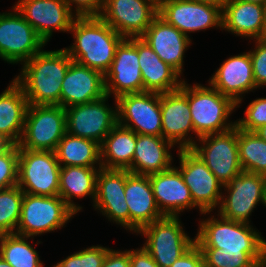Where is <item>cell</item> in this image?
Returning a JSON list of instances; mask_svg holds the SVG:
<instances>
[{
	"instance_id": "3",
	"label": "cell",
	"mask_w": 266,
	"mask_h": 267,
	"mask_svg": "<svg viewBox=\"0 0 266 267\" xmlns=\"http://www.w3.org/2000/svg\"><path fill=\"white\" fill-rule=\"evenodd\" d=\"M188 84V103L197 140L200 137L227 131L236 126L230 122V115L236 110V103L228 96L202 84Z\"/></svg>"
},
{
	"instance_id": "16",
	"label": "cell",
	"mask_w": 266,
	"mask_h": 267,
	"mask_svg": "<svg viewBox=\"0 0 266 267\" xmlns=\"http://www.w3.org/2000/svg\"><path fill=\"white\" fill-rule=\"evenodd\" d=\"M158 15L155 0H104L100 17L124 38L141 37Z\"/></svg>"
},
{
	"instance_id": "2",
	"label": "cell",
	"mask_w": 266,
	"mask_h": 267,
	"mask_svg": "<svg viewBox=\"0 0 266 267\" xmlns=\"http://www.w3.org/2000/svg\"><path fill=\"white\" fill-rule=\"evenodd\" d=\"M72 59L64 49L42 50L24 62L14 80L29 105H60L62 82Z\"/></svg>"
},
{
	"instance_id": "4",
	"label": "cell",
	"mask_w": 266,
	"mask_h": 267,
	"mask_svg": "<svg viewBox=\"0 0 266 267\" xmlns=\"http://www.w3.org/2000/svg\"><path fill=\"white\" fill-rule=\"evenodd\" d=\"M219 216V217H218ZM200 220L194 237L199 248L223 251H266V240L252 225L227 220L217 214ZM219 218V219H218Z\"/></svg>"
},
{
	"instance_id": "28",
	"label": "cell",
	"mask_w": 266,
	"mask_h": 267,
	"mask_svg": "<svg viewBox=\"0 0 266 267\" xmlns=\"http://www.w3.org/2000/svg\"><path fill=\"white\" fill-rule=\"evenodd\" d=\"M28 105L22 87L13 79L0 94V141L4 145L20 142Z\"/></svg>"
},
{
	"instance_id": "49",
	"label": "cell",
	"mask_w": 266,
	"mask_h": 267,
	"mask_svg": "<svg viewBox=\"0 0 266 267\" xmlns=\"http://www.w3.org/2000/svg\"><path fill=\"white\" fill-rule=\"evenodd\" d=\"M168 1V0H155L157 6H159L161 3Z\"/></svg>"
},
{
	"instance_id": "1",
	"label": "cell",
	"mask_w": 266,
	"mask_h": 267,
	"mask_svg": "<svg viewBox=\"0 0 266 267\" xmlns=\"http://www.w3.org/2000/svg\"><path fill=\"white\" fill-rule=\"evenodd\" d=\"M69 33L74 43L63 48L72 61L105 75L111 67L117 46L124 39L100 16L76 17Z\"/></svg>"
},
{
	"instance_id": "15",
	"label": "cell",
	"mask_w": 266,
	"mask_h": 267,
	"mask_svg": "<svg viewBox=\"0 0 266 267\" xmlns=\"http://www.w3.org/2000/svg\"><path fill=\"white\" fill-rule=\"evenodd\" d=\"M162 137L179 149H190L196 142L188 103V83L175 91L160 94ZM178 144V145H176Z\"/></svg>"
},
{
	"instance_id": "42",
	"label": "cell",
	"mask_w": 266,
	"mask_h": 267,
	"mask_svg": "<svg viewBox=\"0 0 266 267\" xmlns=\"http://www.w3.org/2000/svg\"><path fill=\"white\" fill-rule=\"evenodd\" d=\"M171 267H204L201 249L194 243Z\"/></svg>"
},
{
	"instance_id": "24",
	"label": "cell",
	"mask_w": 266,
	"mask_h": 267,
	"mask_svg": "<svg viewBox=\"0 0 266 267\" xmlns=\"http://www.w3.org/2000/svg\"><path fill=\"white\" fill-rule=\"evenodd\" d=\"M149 178L157 207L164 216H179L184 210L194 209L190 190L176 167Z\"/></svg>"
},
{
	"instance_id": "40",
	"label": "cell",
	"mask_w": 266,
	"mask_h": 267,
	"mask_svg": "<svg viewBox=\"0 0 266 267\" xmlns=\"http://www.w3.org/2000/svg\"><path fill=\"white\" fill-rule=\"evenodd\" d=\"M255 48L249 51L256 88L266 86V40L255 39Z\"/></svg>"
},
{
	"instance_id": "34",
	"label": "cell",
	"mask_w": 266,
	"mask_h": 267,
	"mask_svg": "<svg viewBox=\"0 0 266 267\" xmlns=\"http://www.w3.org/2000/svg\"><path fill=\"white\" fill-rule=\"evenodd\" d=\"M204 267H266V251H223L200 248Z\"/></svg>"
},
{
	"instance_id": "8",
	"label": "cell",
	"mask_w": 266,
	"mask_h": 267,
	"mask_svg": "<svg viewBox=\"0 0 266 267\" xmlns=\"http://www.w3.org/2000/svg\"><path fill=\"white\" fill-rule=\"evenodd\" d=\"M198 141L190 150L206 164L222 185L243 171L239 161L237 126L200 137Z\"/></svg>"
},
{
	"instance_id": "5",
	"label": "cell",
	"mask_w": 266,
	"mask_h": 267,
	"mask_svg": "<svg viewBox=\"0 0 266 267\" xmlns=\"http://www.w3.org/2000/svg\"><path fill=\"white\" fill-rule=\"evenodd\" d=\"M75 214L59 195L40 196L24 193L15 233L34 239V236L65 227Z\"/></svg>"
},
{
	"instance_id": "17",
	"label": "cell",
	"mask_w": 266,
	"mask_h": 267,
	"mask_svg": "<svg viewBox=\"0 0 266 267\" xmlns=\"http://www.w3.org/2000/svg\"><path fill=\"white\" fill-rule=\"evenodd\" d=\"M158 15L188 36L211 28L222 29V9L193 0H168L158 6Z\"/></svg>"
},
{
	"instance_id": "25",
	"label": "cell",
	"mask_w": 266,
	"mask_h": 267,
	"mask_svg": "<svg viewBox=\"0 0 266 267\" xmlns=\"http://www.w3.org/2000/svg\"><path fill=\"white\" fill-rule=\"evenodd\" d=\"M125 200L130 213V232L164 217L157 207L149 175L129 173L125 182Z\"/></svg>"
},
{
	"instance_id": "7",
	"label": "cell",
	"mask_w": 266,
	"mask_h": 267,
	"mask_svg": "<svg viewBox=\"0 0 266 267\" xmlns=\"http://www.w3.org/2000/svg\"><path fill=\"white\" fill-rule=\"evenodd\" d=\"M66 133L65 108L28 105L19 149L53 151Z\"/></svg>"
},
{
	"instance_id": "31",
	"label": "cell",
	"mask_w": 266,
	"mask_h": 267,
	"mask_svg": "<svg viewBox=\"0 0 266 267\" xmlns=\"http://www.w3.org/2000/svg\"><path fill=\"white\" fill-rule=\"evenodd\" d=\"M136 133L118 123L100 144V161L104 169L127 170L133 161Z\"/></svg>"
},
{
	"instance_id": "46",
	"label": "cell",
	"mask_w": 266,
	"mask_h": 267,
	"mask_svg": "<svg viewBox=\"0 0 266 267\" xmlns=\"http://www.w3.org/2000/svg\"><path fill=\"white\" fill-rule=\"evenodd\" d=\"M262 140L266 141V125L261 126L254 131Z\"/></svg>"
},
{
	"instance_id": "32",
	"label": "cell",
	"mask_w": 266,
	"mask_h": 267,
	"mask_svg": "<svg viewBox=\"0 0 266 267\" xmlns=\"http://www.w3.org/2000/svg\"><path fill=\"white\" fill-rule=\"evenodd\" d=\"M55 153L61 167L79 166L102 168L100 144L96 141L73 136L66 132L58 143Z\"/></svg>"
},
{
	"instance_id": "43",
	"label": "cell",
	"mask_w": 266,
	"mask_h": 267,
	"mask_svg": "<svg viewBox=\"0 0 266 267\" xmlns=\"http://www.w3.org/2000/svg\"><path fill=\"white\" fill-rule=\"evenodd\" d=\"M101 267H131L130 250L110 249Z\"/></svg>"
},
{
	"instance_id": "18",
	"label": "cell",
	"mask_w": 266,
	"mask_h": 267,
	"mask_svg": "<svg viewBox=\"0 0 266 267\" xmlns=\"http://www.w3.org/2000/svg\"><path fill=\"white\" fill-rule=\"evenodd\" d=\"M137 37L124 38L116 48L110 69L104 75L106 95L114 99L128 93L144 92L138 61Z\"/></svg>"
},
{
	"instance_id": "29",
	"label": "cell",
	"mask_w": 266,
	"mask_h": 267,
	"mask_svg": "<svg viewBox=\"0 0 266 267\" xmlns=\"http://www.w3.org/2000/svg\"><path fill=\"white\" fill-rule=\"evenodd\" d=\"M175 145L162 136L136 134V146L130 173L151 175L172 167L173 156L170 149Z\"/></svg>"
},
{
	"instance_id": "11",
	"label": "cell",
	"mask_w": 266,
	"mask_h": 267,
	"mask_svg": "<svg viewBox=\"0 0 266 267\" xmlns=\"http://www.w3.org/2000/svg\"><path fill=\"white\" fill-rule=\"evenodd\" d=\"M12 10L0 13V59L22 65L40 53L46 43L15 6Z\"/></svg>"
},
{
	"instance_id": "27",
	"label": "cell",
	"mask_w": 266,
	"mask_h": 267,
	"mask_svg": "<svg viewBox=\"0 0 266 267\" xmlns=\"http://www.w3.org/2000/svg\"><path fill=\"white\" fill-rule=\"evenodd\" d=\"M137 51L144 91L161 94L181 87L184 81L181 75L163 62L141 37H137Z\"/></svg>"
},
{
	"instance_id": "38",
	"label": "cell",
	"mask_w": 266,
	"mask_h": 267,
	"mask_svg": "<svg viewBox=\"0 0 266 267\" xmlns=\"http://www.w3.org/2000/svg\"><path fill=\"white\" fill-rule=\"evenodd\" d=\"M110 249L100 245L86 247L67 256L53 267H101Z\"/></svg>"
},
{
	"instance_id": "30",
	"label": "cell",
	"mask_w": 266,
	"mask_h": 267,
	"mask_svg": "<svg viewBox=\"0 0 266 267\" xmlns=\"http://www.w3.org/2000/svg\"><path fill=\"white\" fill-rule=\"evenodd\" d=\"M100 168L64 166L61 167L59 180V196L76 213L82 206L75 204L73 198H92L94 204L96 196V178Z\"/></svg>"
},
{
	"instance_id": "50",
	"label": "cell",
	"mask_w": 266,
	"mask_h": 267,
	"mask_svg": "<svg viewBox=\"0 0 266 267\" xmlns=\"http://www.w3.org/2000/svg\"><path fill=\"white\" fill-rule=\"evenodd\" d=\"M263 39L266 40V29H265V32H264V37H263Z\"/></svg>"
},
{
	"instance_id": "47",
	"label": "cell",
	"mask_w": 266,
	"mask_h": 267,
	"mask_svg": "<svg viewBox=\"0 0 266 267\" xmlns=\"http://www.w3.org/2000/svg\"><path fill=\"white\" fill-rule=\"evenodd\" d=\"M241 1L258 3V4H261V5H266V0H241Z\"/></svg>"
},
{
	"instance_id": "13",
	"label": "cell",
	"mask_w": 266,
	"mask_h": 267,
	"mask_svg": "<svg viewBox=\"0 0 266 267\" xmlns=\"http://www.w3.org/2000/svg\"><path fill=\"white\" fill-rule=\"evenodd\" d=\"M109 98L110 96L106 95L90 103L65 108L66 132L101 144L118 123L117 100L114 99L113 109L106 104Z\"/></svg>"
},
{
	"instance_id": "23",
	"label": "cell",
	"mask_w": 266,
	"mask_h": 267,
	"mask_svg": "<svg viewBox=\"0 0 266 267\" xmlns=\"http://www.w3.org/2000/svg\"><path fill=\"white\" fill-rule=\"evenodd\" d=\"M141 38L148 43L163 62L182 76L185 51L192 43L189 36L157 15Z\"/></svg>"
},
{
	"instance_id": "12",
	"label": "cell",
	"mask_w": 266,
	"mask_h": 267,
	"mask_svg": "<svg viewBox=\"0 0 266 267\" xmlns=\"http://www.w3.org/2000/svg\"><path fill=\"white\" fill-rule=\"evenodd\" d=\"M178 155L180 166L176 168L190 190L194 208L204 216L211 215L220 206L223 185L190 149H178Z\"/></svg>"
},
{
	"instance_id": "36",
	"label": "cell",
	"mask_w": 266,
	"mask_h": 267,
	"mask_svg": "<svg viewBox=\"0 0 266 267\" xmlns=\"http://www.w3.org/2000/svg\"><path fill=\"white\" fill-rule=\"evenodd\" d=\"M23 196L18 185L0 190V235L16 232Z\"/></svg>"
},
{
	"instance_id": "33",
	"label": "cell",
	"mask_w": 266,
	"mask_h": 267,
	"mask_svg": "<svg viewBox=\"0 0 266 267\" xmlns=\"http://www.w3.org/2000/svg\"><path fill=\"white\" fill-rule=\"evenodd\" d=\"M28 239L16 233L0 235V256L12 267H44Z\"/></svg>"
},
{
	"instance_id": "10",
	"label": "cell",
	"mask_w": 266,
	"mask_h": 267,
	"mask_svg": "<svg viewBox=\"0 0 266 267\" xmlns=\"http://www.w3.org/2000/svg\"><path fill=\"white\" fill-rule=\"evenodd\" d=\"M61 165L53 151L19 149L18 186L27 194L59 195Z\"/></svg>"
},
{
	"instance_id": "26",
	"label": "cell",
	"mask_w": 266,
	"mask_h": 267,
	"mask_svg": "<svg viewBox=\"0 0 266 267\" xmlns=\"http://www.w3.org/2000/svg\"><path fill=\"white\" fill-rule=\"evenodd\" d=\"M266 29V5L228 0L222 9V29L251 40L263 39Z\"/></svg>"
},
{
	"instance_id": "20",
	"label": "cell",
	"mask_w": 266,
	"mask_h": 267,
	"mask_svg": "<svg viewBox=\"0 0 266 267\" xmlns=\"http://www.w3.org/2000/svg\"><path fill=\"white\" fill-rule=\"evenodd\" d=\"M128 170L100 168L96 178V196L93 207L108 220L130 231V213L125 200V182Z\"/></svg>"
},
{
	"instance_id": "35",
	"label": "cell",
	"mask_w": 266,
	"mask_h": 267,
	"mask_svg": "<svg viewBox=\"0 0 266 267\" xmlns=\"http://www.w3.org/2000/svg\"><path fill=\"white\" fill-rule=\"evenodd\" d=\"M239 161L243 171L266 176V141L238 128Z\"/></svg>"
},
{
	"instance_id": "44",
	"label": "cell",
	"mask_w": 266,
	"mask_h": 267,
	"mask_svg": "<svg viewBox=\"0 0 266 267\" xmlns=\"http://www.w3.org/2000/svg\"><path fill=\"white\" fill-rule=\"evenodd\" d=\"M131 267H159L151 255L141 246L137 249H130Z\"/></svg>"
},
{
	"instance_id": "37",
	"label": "cell",
	"mask_w": 266,
	"mask_h": 267,
	"mask_svg": "<svg viewBox=\"0 0 266 267\" xmlns=\"http://www.w3.org/2000/svg\"><path fill=\"white\" fill-rule=\"evenodd\" d=\"M19 146L2 145L0 147V190L18 184Z\"/></svg>"
},
{
	"instance_id": "21",
	"label": "cell",
	"mask_w": 266,
	"mask_h": 267,
	"mask_svg": "<svg viewBox=\"0 0 266 267\" xmlns=\"http://www.w3.org/2000/svg\"><path fill=\"white\" fill-rule=\"evenodd\" d=\"M208 82L222 95L231 98L236 108L240 107L244 94L257 90L249 51L227 58Z\"/></svg>"
},
{
	"instance_id": "6",
	"label": "cell",
	"mask_w": 266,
	"mask_h": 267,
	"mask_svg": "<svg viewBox=\"0 0 266 267\" xmlns=\"http://www.w3.org/2000/svg\"><path fill=\"white\" fill-rule=\"evenodd\" d=\"M180 221L179 216H164L137 232L146 238L143 248L159 267H171L195 243Z\"/></svg>"
},
{
	"instance_id": "45",
	"label": "cell",
	"mask_w": 266,
	"mask_h": 267,
	"mask_svg": "<svg viewBox=\"0 0 266 267\" xmlns=\"http://www.w3.org/2000/svg\"><path fill=\"white\" fill-rule=\"evenodd\" d=\"M193 1L202 2L213 6H218L221 9H223V6L228 0H193Z\"/></svg>"
},
{
	"instance_id": "19",
	"label": "cell",
	"mask_w": 266,
	"mask_h": 267,
	"mask_svg": "<svg viewBox=\"0 0 266 267\" xmlns=\"http://www.w3.org/2000/svg\"><path fill=\"white\" fill-rule=\"evenodd\" d=\"M14 6L45 43L54 30L69 33L77 17L64 0H18Z\"/></svg>"
},
{
	"instance_id": "9",
	"label": "cell",
	"mask_w": 266,
	"mask_h": 267,
	"mask_svg": "<svg viewBox=\"0 0 266 267\" xmlns=\"http://www.w3.org/2000/svg\"><path fill=\"white\" fill-rule=\"evenodd\" d=\"M223 190L226 192L222 195L218 215L251 225L249 219L254 208L258 203L265 205L266 176L242 171L223 185Z\"/></svg>"
},
{
	"instance_id": "48",
	"label": "cell",
	"mask_w": 266,
	"mask_h": 267,
	"mask_svg": "<svg viewBox=\"0 0 266 267\" xmlns=\"http://www.w3.org/2000/svg\"><path fill=\"white\" fill-rule=\"evenodd\" d=\"M0 267H12V266L0 256Z\"/></svg>"
},
{
	"instance_id": "39",
	"label": "cell",
	"mask_w": 266,
	"mask_h": 267,
	"mask_svg": "<svg viewBox=\"0 0 266 267\" xmlns=\"http://www.w3.org/2000/svg\"><path fill=\"white\" fill-rule=\"evenodd\" d=\"M245 117L236 120V126L242 130L254 132L266 125V97L252 100L245 110Z\"/></svg>"
},
{
	"instance_id": "41",
	"label": "cell",
	"mask_w": 266,
	"mask_h": 267,
	"mask_svg": "<svg viewBox=\"0 0 266 267\" xmlns=\"http://www.w3.org/2000/svg\"><path fill=\"white\" fill-rule=\"evenodd\" d=\"M64 2L77 17L100 16L104 6V0H64Z\"/></svg>"
},
{
	"instance_id": "14",
	"label": "cell",
	"mask_w": 266,
	"mask_h": 267,
	"mask_svg": "<svg viewBox=\"0 0 266 267\" xmlns=\"http://www.w3.org/2000/svg\"><path fill=\"white\" fill-rule=\"evenodd\" d=\"M116 100L119 125L136 134L162 136L160 93H128Z\"/></svg>"
},
{
	"instance_id": "22",
	"label": "cell",
	"mask_w": 266,
	"mask_h": 267,
	"mask_svg": "<svg viewBox=\"0 0 266 267\" xmlns=\"http://www.w3.org/2000/svg\"><path fill=\"white\" fill-rule=\"evenodd\" d=\"M106 96L105 77L99 71L71 61L62 82L60 106L90 103Z\"/></svg>"
}]
</instances>
